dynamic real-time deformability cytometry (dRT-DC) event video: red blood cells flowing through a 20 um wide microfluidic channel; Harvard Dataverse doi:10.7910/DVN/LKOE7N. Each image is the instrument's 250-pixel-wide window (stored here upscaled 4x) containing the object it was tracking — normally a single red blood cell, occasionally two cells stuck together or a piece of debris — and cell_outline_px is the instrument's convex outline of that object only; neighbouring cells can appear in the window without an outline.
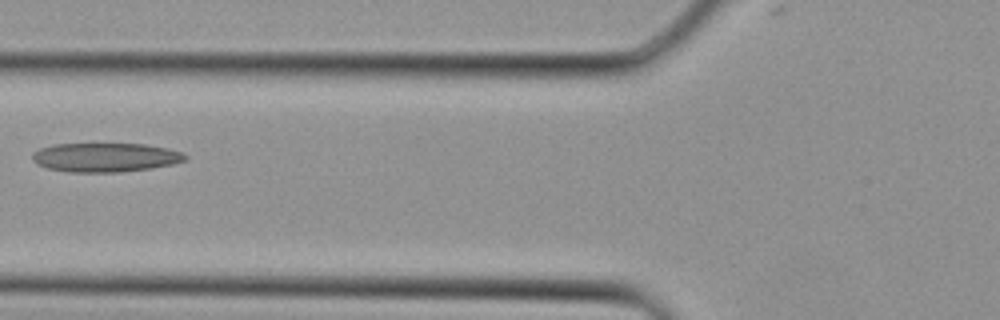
{"species": "Egyptian fruit bat (a non-hibernating species)", "species_latin": "Rousettus aegyptiacus", "temperature_condition": "cold", "stored_images_in_passage": 3, "camera_frame_rate_fps": 3000, "um_per_image_px": 0.085, "animal": {"sex": "female"}, "frame": {"image": 1, "passage_image": 3, "time_ms": 0.667, "image_size_px": [1000, 320], "cell_outline_px": [[188, 156], [184, 160], [172, 164], [152, 168], [120, 172], [68, 172], [48, 168], [36, 164], [32, 160], [32, 152], [40, 148], [52, 144], [144, 144], [168, 148], [180, 152]], "centroid_in_image_um": [8.91, 13.38], "position_along_channel_um": 116.9, "area_um2": 25.89}}